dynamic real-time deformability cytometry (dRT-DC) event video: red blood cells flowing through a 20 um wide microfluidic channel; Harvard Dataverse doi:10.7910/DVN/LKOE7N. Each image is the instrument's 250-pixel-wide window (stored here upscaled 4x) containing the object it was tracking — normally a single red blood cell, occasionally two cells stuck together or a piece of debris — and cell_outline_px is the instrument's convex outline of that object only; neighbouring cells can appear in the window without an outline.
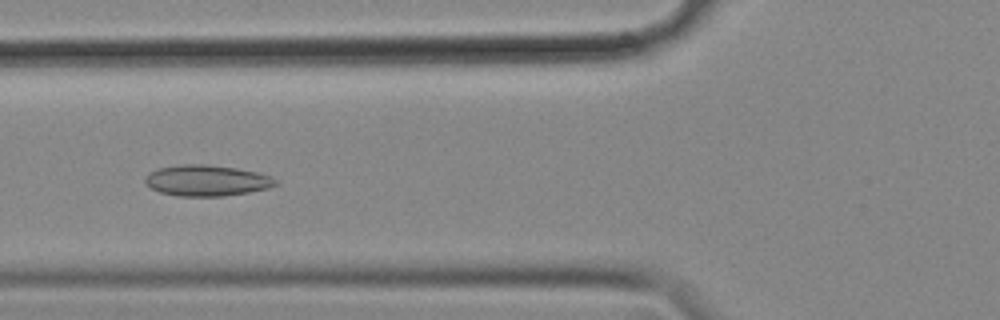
{"species": "common noctule bat (a hibernating species)", "species_latin": "Nyctalus noctula", "temperature_condition": "cold", "stored_images_in_passage": 17, "camera_frame_rate_fps": 3000, "um_per_image_px": 0.085, "animal": {"sex": "female", "body_mass_g": 18.4}, "frame": {"image": 1, "passage_image": 8, "time_ms": 2.333, "image_size_px": [1000, 320], "cell_outline_px": [[280, 184], [268, 188], [248, 192], [224, 196], [176, 196], [160, 192], [152, 188], [144, 180], [148, 172], [156, 168], [180, 164], [204, 164], [236, 168], [256, 172], [272, 176]], "centroid_in_image_um": [17.57, 15.34], "position_along_channel_um": 108.2, "area_um2": 23.64}}
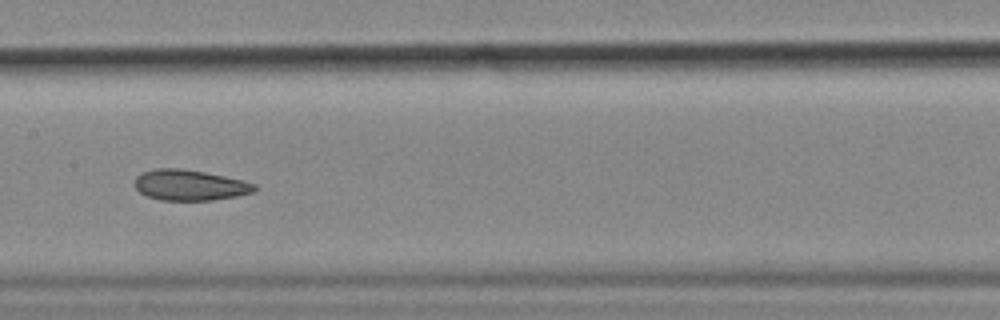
{"frame": {"image": 2, "passage_image": 15, "time_ms": 4.667, "image_size_px": [1000, 320], "cell_outline_px": [[260, 188], [252, 192], [236, 196], [212, 200], [160, 200], [148, 196], [140, 192], [136, 188], [136, 176], [144, 172], [156, 168], [180, 168], [204, 172], [244, 180], [256, 184]], "centroid_in_image_um": [16.17, 15.73], "position_along_channel_um": 191.2, "area_um2": 21.33}}